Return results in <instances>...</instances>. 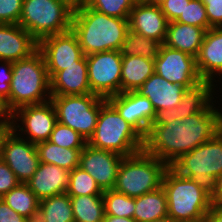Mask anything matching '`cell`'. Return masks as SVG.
<instances>
[{
	"label": "cell",
	"instance_id": "obj_19",
	"mask_svg": "<svg viewBox=\"0 0 222 222\" xmlns=\"http://www.w3.org/2000/svg\"><path fill=\"white\" fill-rule=\"evenodd\" d=\"M38 50V41L19 24H0V61L16 62Z\"/></svg>",
	"mask_w": 222,
	"mask_h": 222
},
{
	"label": "cell",
	"instance_id": "obj_46",
	"mask_svg": "<svg viewBox=\"0 0 222 222\" xmlns=\"http://www.w3.org/2000/svg\"><path fill=\"white\" fill-rule=\"evenodd\" d=\"M103 222H136L133 218L105 215Z\"/></svg>",
	"mask_w": 222,
	"mask_h": 222
},
{
	"label": "cell",
	"instance_id": "obj_26",
	"mask_svg": "<svg viewBox=\"0 0 222 222\" xmlns=\"http://www.w3.org/2000/svg\"><path fill=\"white\" fill-rule=\"evenodd\" d=\"M136 222H149L168 215L167 196L163 187L135 198Z\"/></svg>",
	"mask_w": 222,
	"mask_h": 222
},
{
	"label": "cell",
	"instance_id": "obj_20",
	"mask_svg": "<svg viewBox=\"0 0 222 222\" xmlns=\"http://www.w3.org/2000/svg\"><path fill=\"white\" fill-rule=\"evenodd\" d=\"M196 66L203 81L216 83L222 77V27H212L205 33L196 57Z\"/></svg>",
	"mask_w": 222,
	"mask_h": 222
},
{
	"label": "cell",
	"instance_id": "obj_34",
	"mask_svg": "<svg viewBox=\"0 0 222 222\" xmlns=\"http://www.w3.org/2000/svg\"><path fill=\"white\" fill-rule=\"evenodd\" d=\"M138 0H85L91 8L108 16L129 18Z\"/></svg>",
	"mask_w": 222,
	"mask_h": 222
},
{
	"label": "cell",
	"instance_id": "obj_11",
	"mask_svg": "<svg viewBox=\"0 0 222 222\" xmlns=\"http://www.w3.org/2000/svg\"><path fill=\"white\" fill-rule=\"evenodd\" d=\"M9 120L12 130L18 131L16 133L21 132L23 134L21 137L37 144L49 139L57 123V116L53 103L50 100L41 104L21 106L10 114ZM18 121L23 126L16 123Z\"/></svg>",
	"mask_w": 222,
	"mask_h": 222
},
{
	"label": "cell",
	"instance_id": "obj_9",
	"mask_svg": "<svg viewBox=\"0 0 222 222\" xmlns=\"http://www.w3.org/2000/svg\"><path fill=\"white\" fill-rule=\"evenodd\" d=\"M170 167L183 177L211 187L222 174V132L182 155Z\"/></svg>",
	"mask_w": 222,
	"mask_h": 222
},
{
	"label": "cell",
	"instance_id": "obj_10",
	"mask_svg": "<svg viewBox=\"0 0 222 222\" xmlns=\"http://www.w3.org/2000/svg\"><path fill=\"white\" fill-rule=\"evenodd\" d=\"M88 81L92 94L108 99L121 93L122 55L120 51H104L86 56Z\"/></svg>",
	"mask_w": 222,
	"mask_h": 222
},
{
	"label": "cell",
	"instance_id": "obj_39",
	"mask_svg": "<svg viewBox=\"0 0 222 222\" xmlns=\"http://www.w3.org/2000/svg\"><path fill=\"white\" fill-rule=\"evenodd\" d=\"M20 183L8 165L3 160H0V199Z\"/></svg>",
	"mask_w": 222,
	"mask_h": 222
},
{
	"label": "cell",
	"instance_id": "obj_33",
	"mask_svg": "<svg viewBox=\"0 0 222 222\" xmlns=\"http://www.w3.org/2000/svg\"><path fill=\"white\" fill-rule=\"evenodd\" d=\"M66 193L70 197L103 195V191L97 185L95 179L80 167L70 171L69 185Z\"/></svg>",
	"mask_w": 222,
	"mask_h": 222
},
{
	"label": "cell",
	"instance_id": "obj_17",
	"mask_svg": "<svg viewBox=\"0 0 222 222\" xmlns=\"http://www.w3.org/2000/svg\"><path fill=\"white\" fill-rule=\"evenodd\" d=\"M168 20L160 6L138 0L129 16V30L164 44Z\"/></svg>",
	"mask_w": 222,
	"mask_h": 222
},
{
	"label": "cell",
	"instance_id": "obj_36",
	"mask_svg": "<svg viewBox=\"0 0 222 222\" xmlns=\"http://www.w3.org/2000/svg\"><path fill=\"white\" fill-rule=\"evenodd\" d=\"M176 21L179 23L201 27L206 30L212 28L209 25L206 9L201 0H191L190 2H186L184 12H182Z\"/></svg>",
	"mask_w": 222,
	"mask_h": 222
},
{
	"label": "cell",
	"instance_id": "obj_12",
	"mask_svg": "<svg viewBox=\"0 0 222 222\" xmlns=\"http://www.w3.org/2000/svg\"><path fill=\"white\" fill-rule=\"evenodd\" d=\"M155 72L169 81L190 89L201 83L196 66V58L161 44L155 58Z\"/></svg>",
	"mask_w": 222,
	"mask_h": 222
},
{
	"label": "cell",
	"instance_id": "obj_29",
	"mask_svg": "<svg viewBox=\"0 0 222 222\" xmlns=\"http://www.w3.org/2000/svg\"><path fill=\"white\" fill-rule=\"evenodd\" d=\"M40 222H75L70 196L67 193L40 200Z\"/></svg>",
	"mask_w": 222,
	"mask_h": 222
},
{
	"label": "cell",
	"instance_id": "obj_4",
	"mask_svg": "<svg viewBox=\"0 0 222 222\" xmlns=\"http://www.w3.org/2000/svg\"><path fill=\"white\" fill-rule=\"evenodd\" d=\"M50 78L42 53L37 50L31 56L13 62L7 113L25 105L50 101Z\"/></svg>",
	"mask_w": 222,
	"mask_h": 222
},
{
	"label": "cell",
	"instance_id": "obj_47",
	"mask_svg": "<svg viewBox=\"0 0 222 222\" xmlns=\"http://www.w3.org/2000/svg\"><path fill=\"white\" fill-rule=\"evenodd\" d=\"M9 114L5 111L3 104L0 102V126L5 125L9 121Z\"/></svg>",
	"mask_w": 222,
	"mask_h": 222
},
{
	"label": "cell",
	"instance_id": "obj_31",
	"mask_svg": "<svg viewBox=\"0 0 222 222\" xmlns=\"http://www.w3.org/2000/svg\"><path fill=\"white\" fill-rule=\"evenodd\" d=\"M160 45L161 44L154 39L128 30L120 52L122 56H142L150 60H155Z\"/></svg>",
	"mask_w": 222,
	"mask_h": 222
},
{
	"label": "cell",
	"instance_id": "obj_21",
	"mask_svg": "<svg viewBox=\"0 0 222 222\" xmlns=\"http://www.w3.org/2000/svg\"><path fill=\"white\" fill-rule=\"evenodd\" d=\"M70 171L54 164L41 163L33 176L26 182L29 189L39 199L66 193Z\"/></svg>",
	"mask_w": 222,
	"mask_h": 222
},
{
	"label": "cell",
	"instance_id": "obj_28",
	"mask_svg": "<svg viewBox=\"0 0 222 222\" xmlns=\"http://www.w3.org/2000/svg\"><path fill=\"white\" fill-rule=\"evenodd\" d=\"M1 199L19 215L29 220L38 218L40 200L26 183H20L15 188H12Z\"/></svg>",
	"mask_w": 222,
	"mask_h": 222
},
{
	"label": "cell",
	"instance_id": "obj_37",
	"mask_svg": "<svg viewBox=\"0 0 222 222\" xmlns=\"http://www.w3.org/2000/svg\"><path fill=\"white\" fill-rule=\"evenodd\" d=\"M24 0H0V24H18Z\"/></svg>",
	"mask_w": 222,
	"mask_h": 222
},
{
	"label": "cell",
	"instance_id": "obj_40",
	"mask_svg": "<svg viewBox=\"0 0 222 222\" xmlns=\"http://www.w3.org/2000/svg\"><path fill=\"white\" fill-rule=\"evenodd\" d=\"M191 0H165L159 6L168 22L176 21Z\"/></svg>",
	"mask_w": 222,
	"mask_h": 222
},
{
	"label": "cell",
	"instance_id": "obj_35",
	"mask_svg": "<svg viewBox=\"0 0 222 222\" xmlns=\"http://www.w3.org/2000/svg\"><path fill=\"white\" fill-rule=\"evenodd\" d=\"M48 141L58 146L70 149H83L87 141L77 131L57 122Z\"/></svg>",
	"mask_w": 222,
	"mask_h": 222
},
{
	"label": "cell",
	"instance_id": "obj_8",
	"mask_svg": "<svg viewBox=\"0 0 222 222\" xmlns=\"http://www.w3.org/2000/svg\"><path fill=\"white\" fill-rule=\"evenodd\" d=\"M56 111L57 122L77 131L89 140L96 128L100 108L107 102L95 94L87 95H51Z\"/></svg>",
	"mask_w": 222,
	"mask_h": 222
},
{
	"label": "cell",
	"instance_id": "obj_30",
	"mask_svg": "<svg viewBox=\"0 0 222 222\" xmlns=\"http://www.w3.org/2000/svg\"><path fill=\"white\" fill-rule=\"evenodd\" d=\"M75 222H103V195L70 197Z\"/></svg>",
	"mask_w": 222,
	"mask_h": 222
},
{
	"label": "cell",
	"instance_id": "obj_41",
	"mask_svg": "<svg viewBox=\"0 0 222 222\" xmlns=\"http://www.w3.org/2000/svg\"><path fill=\"white\" fill-rule=\"evenodd\" d=\"M206 9L209 25L222 27V0H201Z\"/></svg>",
	"mask_w": 222,
	"mask_h": 222
},
{
	"label": "cell",
	"instance_id": "obj_32",
	"mask_svg": "<svg viewBox=\"0 0 222 222\" xmlns=\"http://www.w3.org/2000/svg\"><path fill=\"white\" fill-rule=\"evenodd\" d=\"M105 215L133 218L135 198L129 197L114 189L103 191Z\"/></svg>",
	"mask_w": 222,
	"mask_h": 222
},
{
	"label": "cell",
	"instance_id": "obj_27",
	"mask_svg": "<svg viewBox=\"0 0 222 222\" xmlns=\"http://www.w3.org/2000/svg\"><path fill=\"white\" fill-rule=\"evenodd\" d=\"M41 163L54 164L60 168L72 171L79 167L80 155L83 149H70L43 141L36 144Z\"/></svg>",
	"mask_w": 222,
	"mask_h": 222
},
{
	"label": "cell",
	"instance_id": "obj_22",
	"mask_svg": "<svg viewBox=\"0 0 222 222\" xmlns=\"http://www.w3.org/2000/svg\"><path fill=\"white\" fill-rule=\"evenodd\" d=\"M88 64L84 55L74 65L67 66L50 79L51 95L92 94L88 81Z\"/></svg>",
	"mask_w": 222,
	"mask_h": 222
},
{
	"label": "cell",
	"instance_id": "obj_25",
	"mask_svg": "<svg viewBox=\"0 0 222 222\" xmlns=\"http://www.w3.org/2000/svg\"><path fill=\"white\" fill-rule=\"evenodd\" d=\"M154 72V60L142 56H122L121 92L136 91Z\"/></svg>",
	"mask_w": 222,
	"mask_h": 222
},
{
	"label": "cell",
	"instance_id": "obj_13",
	"mask_svg": "<svg viewBox=\"0 0 222 222\" xmlns=\"http://www.w3.org/2000/svg\"><path fill=\"white\" fill-rule=\"evenodd\" d=\"M38 50L43 55L50 79L84 56L78 38L71 29L43 38L38 42Z\"/></svg>",
	"mask_w": 222,
	"mask_h": 222
},
{
	"label": "cell",
	"instance_id": "obj_43",
	"mask_svg": "<svg viewBox=\"0 0 222 222\" xmlns=\"http://www.w3.org/2000/svg\"><path fill=\"white\" fill-rule=\"evenodd\" d=\"M211 201L212 204H222V174L211 186Z\"/></svg>",
	"mask_w": 222,
	"mask_h": 222
},
{
	"label": "cell",
	"instance_id": "obj_49",
	"mask_svg": "<svg viewBox=\"0 0 222 222\" xmlns=\"http://www.w3.org/2000/svg\"><path fill=\"white\" fill-rule=\"evenodd\" d=\"M149 222H176L175 220H173L169 215L162 217V218H158Z\"/></svg>",
	"mask_w": 222,
	"mask_h": 222
},
{
	"label": "cell",
	"instance_id": "obj_3",
	"mask_svg": "<svg viewBox=\"0 0 222 222\" xmlns=\"http://www.w3.org/2000/svg\"><path fill=\"white\" fill-rule=\"evenodd\" d=\"M168 215L176 222H206L212 206L211 187L183 177L169 167L163 177Z\"/></svg>",
	"mask_w": 222,
	"mask_h": 222
},
{
	"label": "cell",
	"instance_id": "obj_2",
	"mask_svg": "<svg viewBox=\"0 0 222 222\" xmlns=\"http://www.w3.org/2000/svg\"><path fill=\"white\" fill-rule=\"evenodd\" d=\"M71 30L85 56L109 50L120 51L129 30V18L108 16L85 2L74 9Z\"/></svg>",
	"mask_w": 222,
	"mask_h": 222
},
{
	"label": "cell",
	"instance_id": "obj_44",
	"mask_svg": "<svg viewBox=\"0 0 222 222\" xmlns=\"http://www.w3.org/2000/svg\"><path fill=\"white\" fill-rule=\"evenodd\" d=\"M206 222H222V204H212Z\"/></svg>",
	"mask_w": 222,
	"mask_h": 222
},
{
	"label": "cell",
	"instance_id": "obj_45",
	"mask_svg": "<svg viewBox=\"0 0 222 222\" xmlns=\"http://www.w3.org/2000/svg\"><path fill=\"white\" fill-rule=\"evenodd\" d=\"M12 130L10 120L3 126H0V160H2L3 146L7 134Z\"/></svg>",
	"mask_w": 222,
	"mask_h": 222
},
{
	"label": "cell",
	"instance_id": "obj_15",
	"mask_svg": "<svg viewBox=\"0 0 222 222\" xmlns=\"http://www.w3.org/2000/svg\"><path fill=\"white\" fill-rule=\"evenodd\" d=\"M107 101L143 138L146 137L152 123L159 118L151 101L136 91L121 92L109 97Z\"/></svg>",
	"mask_w": 222,
	"mask_h": 222
},
{
	"label": "cell",
	"instance_id": "obj_16",
	"mask_svg": "<svg viewBox=\"0 0 222 222\" xmlns=\"http://www.w3.org/2000/svg\"><path fill=\"white\" fill-rule=\"evenodd\" d=\"M123 156L86 144L81 151L79 167L88 172L102 191L111 190L116 183Z\"/></svg>",
	"mask_w": 222,
	"mask_h": 222
},
{
	"label": "cell",
	"instance_id": "obj_50",
	"mask_svg": "<svg viewBox=\"0 0 222 222\" xmlns=\"http://www.w3.org/2000/svg\"><path fill=\"white\" fill-rule=\"evenodd\" d=\"M143 1H145L148 4H153V5L159 6L165 0H143Z\"/></svg>",
	"mask_w": 222,
	"mask_h": 222
},
{
	"label": "cell",
	"instance_id": "obj_23",
	"mask_svg": "<svg viewBox=\"0 0 222 222\" xmlns=\"http://www.w3.org/2000/svg\"><path fill=\"white\" fill-rule=\"evenodd\" d=\"M206 29L172 21L168 23L164 45L197 57Z\"/></svg>",
	"mask_w": 222,
	"mask_h": 222
},
{
	"label": "cell",
	"instance_id": "obj_5",
	"mask_svg": "<svg viewBox=\"0 0 222 222\" xmlns=\"http://www.w3.org/2000/svg\"><path fill=\"white\" fill-rule=\"evenodd\" d=\"M87 144L129 157L144 148V138L107 101L101 108L96 128Z\"/></svg>",
	"mask_w": 222,
	"mask_h": 222
},
{
	"label": "cell",
	"instance_id": "obj_38",
	"mask_svg": "<svg viewBox=\"0 0 222 222\" xmlns=\"http://www.w3.org/2000/svg\"><path fill=\"white\" fill-rule=\"evenodd\" d=\"M0 65V102L3 104L4 109L7 112V99L9 98L10 93L13 62L0 61Z\"/></svg>",
	"mask_w": 222,
	"mask_h": 222
},
{
	"label": "cell",
	"instance_id": "obj_48",
	"mask_svg": "<svg viewBox=\"0 0 222 222\" xmlns=\"http://www.w3.org/2000/svg\"><path fill=\"white\" fill-rule=\"evenodd\" d=\"M67 4H69L73 9H77L81 4L85 2V0H63Z\"/></svg>",
	"mask_w": 222,
	"mask_h": 222
},
{
	"label": "cell",
	"instance_id": "obj_42",
	"mask_svg": "<svg viewBox=\"0 0 222 222\" xmlns=\"http://www.w3.org/2000/svg\"><path fill=\"white\" fill-rule=\"evenodd\" d=\"M29 219L16 213L0 199V222H28Z\"/></svg>",
	"mask_w": 222,
	"mask_h": 222
},
{
	"label": "cell",
	"instance_id": "obj_51",
	"mask_svg": "<svg viewBox=\"0 0 222 222\" xmlns=\"http://www.w3.org/2000/svg\"><path fill=\"white\" fill-rule=\"evenodd\" d=\"M28 222H40L38 219L29 220Z\"/></svg>",
	"mask_w": 222,
	"mask_h": 222
},
{
	"label": "cell",
	"instance_id": "obj_24",
	"mask_svg": "<svg viewBox=\"0 0 222 222\" xmlns=\"http://www.w3.org/2000/svg\"><path fill=\"white\" fill-rule=\"evenodd\" d=\"M215 85L217 86L218 84L211 81H202L196 86L187 89L180 103L168 115L178 120L198 112H204L215 102L213 101Z\"/></svg>",
	"mask_w": 222,
	"mask_h": 222
},
{
	"label": "cell",
	"instance_id": "obj_7",
	"mask_svg": "<svg viewBox=\"0 0 222 222\" xmlns=\"http://www.w3.org/2000/svg\"><path fill=\"white\" fill-rule=\"evenodd\" d=\"M74 9L63 0H24L19 25L38 42L71 29Z\"/></svg>",
	"mask_w": 222,
	"mask_h": 222
},
{
	"label": "cell",
	"instance_id": "obj_1",
	"mask_svg": "<svg viewBox=\"0 0 222 222\" xmlns=\"http://www.w3.org/2000/svg\"><path fill=\"white\" fill-rule=\"evenodd\" d=\"M215 106L212 103L204 112L178 120L168 114L160 116L144 138L143 150L170 167L182 155L211 140L221 130L222 111Z\"/></svg>",
	"mask_w": 222,
	"mask_h": 222
},
{
	"label": "cell",
	"instance_id": "obj_14",
	"mask_svg": "<svg viewBox=\"0 0 222 222\" xmlns=\"http://www.w3.org/2000/svg\"><path fill=\"white\" fill-rule=\"evenodd\" d=\"M11 130L5 139L2 160L21 183H26L39 167L40 159L36 144Z\"/></svg>",
	"mask_w": 222,
	"mask_h": 222
},
{
	"label": "cell",
	"instance_id": "obj_6",
	"mask_svg": "<svg viewBox=\"0 0 222 222\" xmlns=\"http://www.w3.org/2000/svg\"><path fill=\"white\" fill-rule=\"evenodd\" d=\"M168 168L166 163L142 150L123 158L113 189L132 198L140 197L162 186Z\"/></svg>",
	"mask_w": 222,
	"mask_h": 222
},
{
	"label": "cell",
	"instance_id": "obj_18",
	"mask_svg": "<svg viewBox=\"0 0 222 222\" xmlns=\"http://www.w3.org/2000/svg\"><path fill=\"white\" fill-rule=\"evenodd\" d=\"M186 90L185 86L170 83L154 72L136 92L151 101L160 117L170 113L180 103Z\"/></svg>",
	"mask_w": 222,
	"mask_h": 222
}]
</instances>
